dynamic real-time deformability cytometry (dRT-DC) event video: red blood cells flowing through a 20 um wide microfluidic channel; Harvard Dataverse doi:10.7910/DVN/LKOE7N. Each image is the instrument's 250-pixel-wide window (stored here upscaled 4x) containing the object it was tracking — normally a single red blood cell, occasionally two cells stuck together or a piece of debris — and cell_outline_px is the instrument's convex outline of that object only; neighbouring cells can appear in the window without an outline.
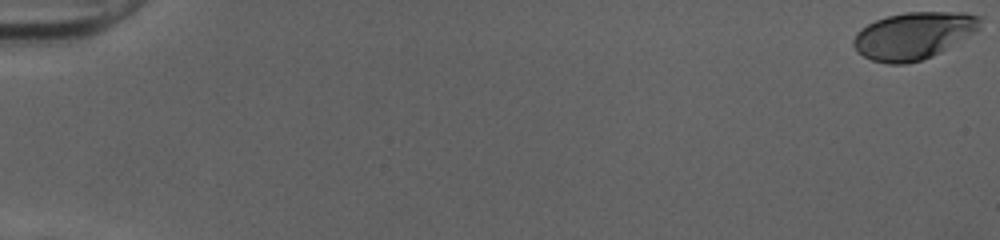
{"species": "human", "species_latin": "Homo sapiens", "temperature_condition": "cold", "stored_images_in_passage": 53, "camera_frame_rate_fps": 3000, "um_per_image_px": 0.085, "donor": {"sex": "female"}, "frame": {"image": 1, "passage_image": 1, "time_ms": 0.0, "image_size_px": [1000, 240], "cell_outline_px": [[980, 28], [940, 52], [932, 56], [920, 60], [904, 64], [888, 64], [872, 60], [864, 56], [852, 44], [852, 40], [856, 32], [860, 28], [876, 20], [888, 16], [908, 12], [964, 12], [980, 16]], "centroid_in_image_um": [77.62, 3.02], "position_along_channel_um": 7.4, "area_um2": 34.39}}
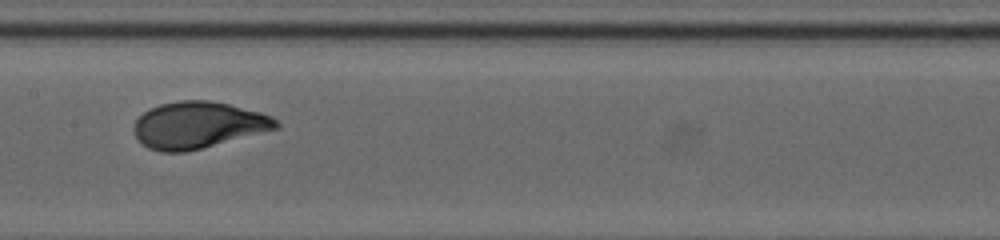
{"frame": {"image": 2, "passage_image": 29, "time_ms": 9.333, "image_size_px": [1000, 240], "cell_outline_px": [[280, 128], [184, 152], [160, 152], [148, 148], [136, 136], [132, 128], [136, 120], [148, 108], [160, 104], [180, 100], [208, 100], [228, 104], [260, 112], [272, 116], [280, 124]], "centroid_in_image_um": [16.83, 10.62], "position_along_channel_um": 190.6, "area_um2": 38.44}}
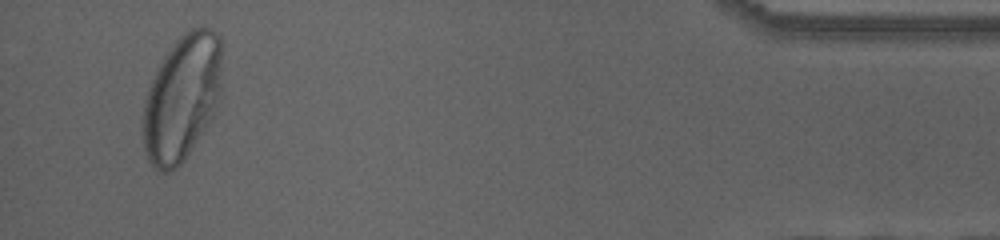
{"frame": {"image": 3, "passage_image": 51, "time_ms": 16.667, "image_size_px": [1000, 240], "cell_outline_px": [[220, 92], [212, 116], [184, 160], [176, 168], [168, 172], [160, 172], [152, 168], [148, 160], [144, 148], [140, 120], [144, 100], [148, 88], [156, 68], [172, 44], [184, 32], [200, 24], [212, 28], [220, 36]], "centroid_in_image_um": [15.41, 8.3], "position_along_channel_um": 419.8, "area_um2": 58.55}, "authors_computed_cell_mechanics": {"area_um2": 37.8012, "velocity_mm_per_s": 4.0031, "shape_relaxation_time_tau1_ms": 3.3695, "shape_relaxation_time_tau2_ms": null, "deformation_change_tau1": 0.174, "deformation_change_tau2": null}}